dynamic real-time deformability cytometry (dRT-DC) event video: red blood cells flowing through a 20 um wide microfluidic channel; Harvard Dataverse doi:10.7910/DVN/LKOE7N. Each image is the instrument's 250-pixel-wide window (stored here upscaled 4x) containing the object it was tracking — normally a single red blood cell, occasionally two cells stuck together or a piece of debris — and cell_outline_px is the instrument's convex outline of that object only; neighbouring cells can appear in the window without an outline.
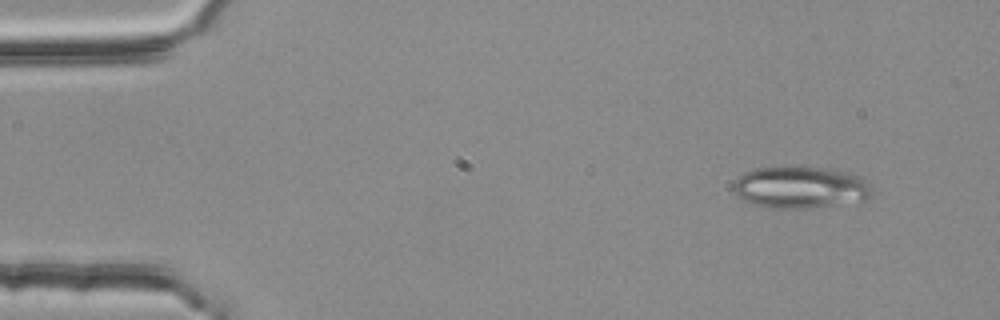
{"species": "common noctule bat (a hibernating species)", "species_latin": "Nyctalus noctula", "temperature_condition": "room temperature", "stored_images_in_passage": 3, "camera_frame_rate_fps": 3000, "um_per_image_px": 0.085, "animal": {"sex": "female", "body_mass_g": 25.1}, "frame": {"image": 1, "passage_image": 1, "time_ms": 0.0, "image_size_px": [1000, 320], "cell_outline_px": [[872, 192], [864, 200], [804, 208], [768, 208], [752, 204], [744, 200], [732, 192], [732, 184], [744, 172], [756, 168], [828, 168], [848, 172], [864, 180], [872, 188]], "centroid_in_image_um": [67.96, 15.94], "position_along_channel_um": 17.0, "area_um2": 33.23}}